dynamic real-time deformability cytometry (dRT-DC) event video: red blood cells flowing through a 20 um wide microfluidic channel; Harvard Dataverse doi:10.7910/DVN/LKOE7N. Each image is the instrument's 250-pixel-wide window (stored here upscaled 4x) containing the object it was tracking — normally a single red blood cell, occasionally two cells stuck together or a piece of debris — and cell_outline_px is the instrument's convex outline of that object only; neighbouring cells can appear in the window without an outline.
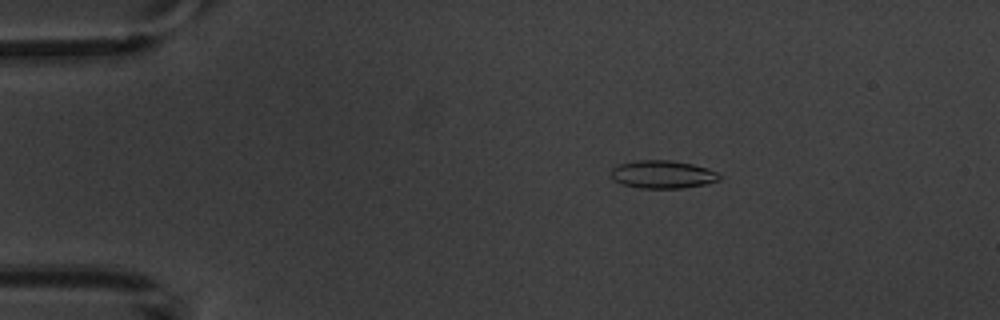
{"species": "common noctule bat (a hibernating species)", "species_latin": "Nyctalus noctula", "temperature_condition": "warm", "stored_images_in_passage": 4, "camera_frame_rate_fps": 3000, "um_per_image_px": 0.085, "animal": {"sex": "male", "body_mass_g": 20.1, "forearm_length_mm": 53.5}, "frame": {"image": 1, "passage_image": 2, "time_ms": 1.333, "image_size_px": [1000, 320], "cell_outline_px": [[720, 180], [708, 184], [680, 188], [640, 188], [624, 184], [612, 180], [612, 168], [620, 164], [636, 160], [672, 160], [692, 164], [708, 168], [716, 172], [720, 176]], "centroid_in_image_um": [56.34, 14.82], "position_along_channel_um": 28.7, "area_um2": 17.63}}